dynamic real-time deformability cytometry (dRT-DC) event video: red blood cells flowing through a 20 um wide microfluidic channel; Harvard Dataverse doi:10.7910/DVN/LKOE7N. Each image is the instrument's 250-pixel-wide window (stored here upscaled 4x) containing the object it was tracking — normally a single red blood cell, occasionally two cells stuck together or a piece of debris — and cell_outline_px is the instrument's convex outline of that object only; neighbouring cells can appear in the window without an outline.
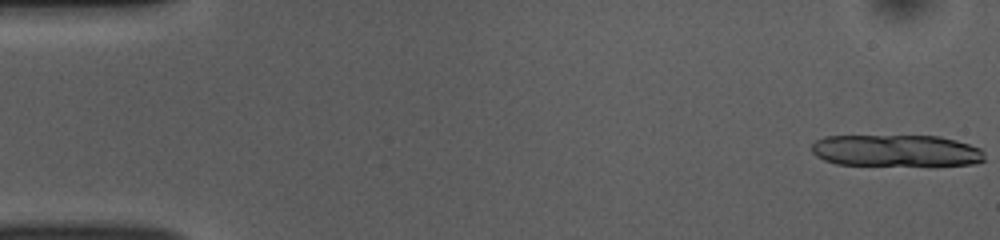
{"species": "common noctule bat (a hibernating species)", "species_latin": "Nyctalus noctula", "temperature_condition": "room temperature", "stored_images_in_passage": 13, "camera_frame_rate_fps": 3000, "um_per_image_px": 0.085, "animal": {"sex": "female", "body_mass_g": 10.0, "forearm_length_mm": 53.1}, "frame": {"image": 1, "passage_image": 1, "time_ms": 0.0, "image_size_px": [1000, 240], "cell_outline_px": [[984, 160], [972, 164], [836, 164], [824, 160], [816, 156], [812, 152], [812, 144], [816, 140], [824, 136], [940, 136], [956, 140], [980, 148], [984, 152]], "centroid_in_image_um": [76.13, 12.78], "position_along_channel_um": 8.9, "area_um2": 31.5}}